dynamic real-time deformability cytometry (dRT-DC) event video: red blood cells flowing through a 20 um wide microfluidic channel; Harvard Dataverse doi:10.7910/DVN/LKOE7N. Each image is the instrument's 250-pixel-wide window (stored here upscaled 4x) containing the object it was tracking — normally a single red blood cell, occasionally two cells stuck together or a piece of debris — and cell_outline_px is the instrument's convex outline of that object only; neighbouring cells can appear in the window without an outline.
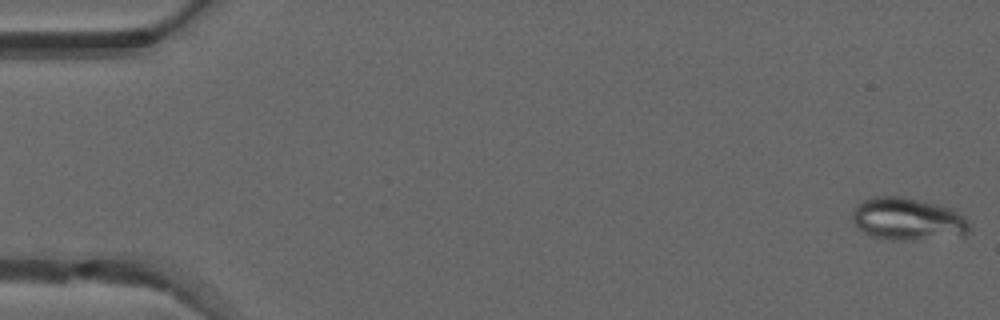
{"species": "common noctule bat (a hibernating species)", "species_latin": "Nyctalus noctula", "temperature_condition": "warm", "stored_images_in_passage": 50, "camera_frame_rate_fps": 3000, "um_per_image_px": 0.085, "animal": {"sex": "male", "forearm_length_mm": 52.5}, "frame": {"image": 1, "passage_image": 1, "time_ms": 0.0, "image_size_px": [1000, 320], "cell_outline_px": [[968, 232], [964, 236], [916, 240], [892, 240], [872, 236], [856, 228], [852, 220], [852, 208], [856, 204], [872, 196], [904, 196], [940, 204], [952, 208], [964, 216], [968, 224]], "centroid_in_image_um": [77.13, 18.61], "position_along_channel_um": 7.9, "area_um2": 29.59}}
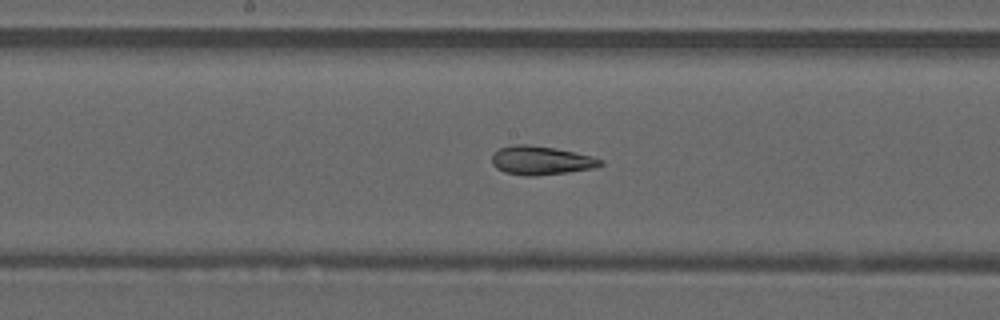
{"frame": {"image": 2, "passage_image": 26, "time_ms": 8.333, "image_size_px": [1000, 320], "cell_outline_px": [[604, 164], [592, 168], [568, 172], [532, 176], [524, 176], [504, 172], [496, 168], [492, 164], [492, 156], [500, 148], [516, 144], [528, 144], [556, 148], [576, 152], [592, 156], [604, 160]], "centroid_in_image_um": [46.0, 13.63], "position_along_channel_um": 202.2, "area_um2": 18.21}}
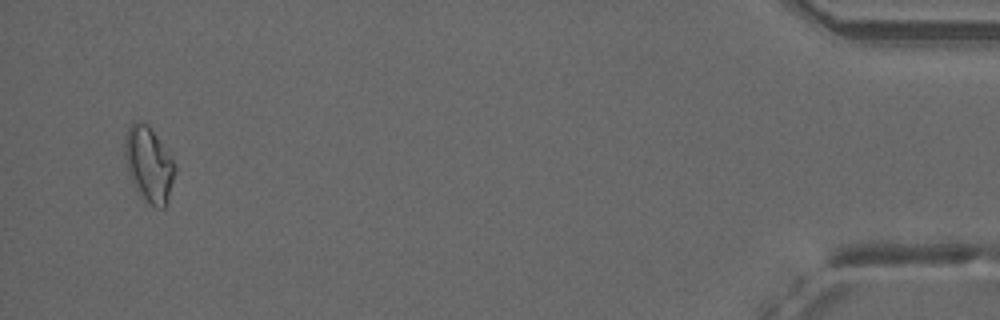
{"frame": {"image": 3, "passage_image": 48, "time_ms": 15.667, "image_size_px": [1000, 320], "cell_outline_px": [[176, 168], [168, 196], [164, 208], [156, 208], [140, 192], [128, 176], [124, 156], [124, 136], [128, 128], [136, 120], [148, 124], [176, 164]], "centroid_in_image_um": [12.62, 13.91], "position_along_channel_um": 422.6, "area_um2": 21.56}, "authors_computed_cell_mechanics": {"area_um2": 19.1896, "velocity_mm_per_s": 4.1127, "shape_relaxation_time_tau1_ms": null, "shape_relaxation_time_tau2_ms": 2.1614, "deformation_change_tau1": null, "deformation_change_tau2": 0.0781}}